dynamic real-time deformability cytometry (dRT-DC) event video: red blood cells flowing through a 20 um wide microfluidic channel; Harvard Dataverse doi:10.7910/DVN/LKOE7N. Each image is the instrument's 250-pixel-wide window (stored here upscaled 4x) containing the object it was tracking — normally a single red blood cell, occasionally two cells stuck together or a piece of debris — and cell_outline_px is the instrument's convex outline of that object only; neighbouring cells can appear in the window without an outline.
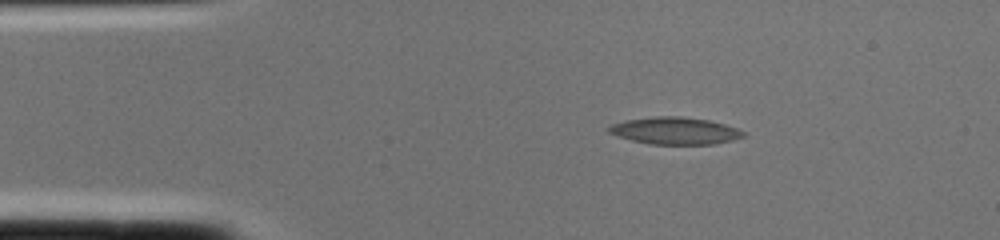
{"species": "common noctule bat (a hibernating species)", "species_latin": "Nyctalus noctula", "temperature_condition": "cold", "stored_images_in_passage": 1, "camera_frame_rate_fps": 3000, "um_per_image_px": 0.085, "animal": {"sex": "female", "body_mass_g": 22.0, "forearm_length_mm": 56.7}, "frame": {"image": 1, "passage_image": 1, "time_ms": 0.0, "image_size_px": [1000, 240], "cell_outline_px": [[744, 136], [732, 140], [712, 144], [652, 144], [632, 140], [608, 132], [608, 128], [612, 124], [624, 120], [656, 116], [680, 116], [708, 120], [724, 124], [736, 128], [744, 132]], "centroid_in_image_um": [57.36, 11.11], "position_along_channel_um": 27.6, "area_um2": 20.98}}